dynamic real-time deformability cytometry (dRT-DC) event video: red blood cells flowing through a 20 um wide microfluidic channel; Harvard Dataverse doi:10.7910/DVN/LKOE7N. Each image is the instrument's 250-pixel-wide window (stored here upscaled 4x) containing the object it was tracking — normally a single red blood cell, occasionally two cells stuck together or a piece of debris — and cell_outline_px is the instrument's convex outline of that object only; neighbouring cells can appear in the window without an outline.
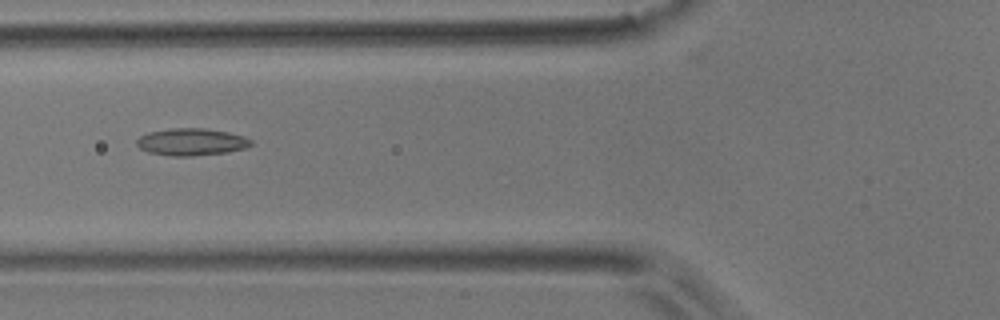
{"species": "common noctule bat (a hibernating species)", "species_latin": "Nyctalus noctula", "temperature_condition": "room temperature", "stored_images_in_passage": 20, "camera_frame_rate_fps": 3000, "um_per_image_px": 0.085, "animal": {"sex": "male", "body_mass_g": 17.9}, "frame": {"image": 1, "passage_image": 8, "time_ms": 2.333, "image_size_px": [1000, 320], "cell_outline_px": [[252, 144], [244, 148], [224, 152], [192, 156], [172, 156], [148, 152], [140, 148], [136, 144], [136, 140], [140, 136], [148, 132], [172, 128], [204, 128], [228, 132], [244, 136], [252, 140]], "centroid_in_image_um": [16.24, 12.05], "position_along_channel_um": 109.6, "area_um2": 17.98}}
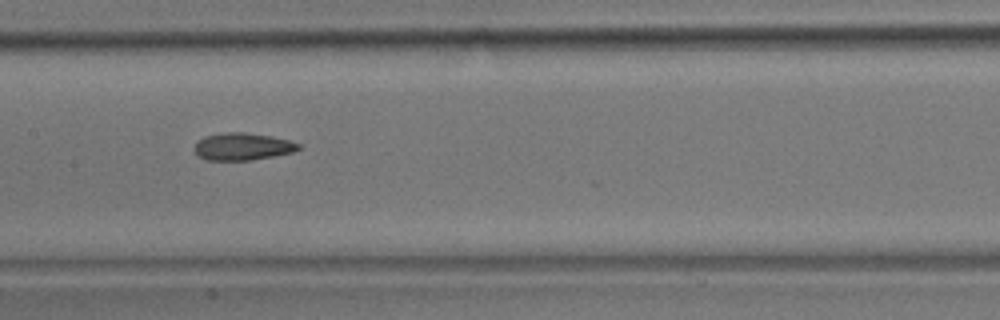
{"frame": {"image": 2, "passage_image": 14, "time_ms": 4.333, "image_size_px": [1000, 320], "cell_outline_px": [[300, 148], [292, 152], [252, 160], [208, 160], [196, 156], [192, 148], [204, 136], [224, 132], [244, 132], [272, 136], [288, 140], [300, 144]], "centroid_in_image_um": [20.57, 12.45], "position_along_channel_um": 186.8, "area_um2": 16.59}}
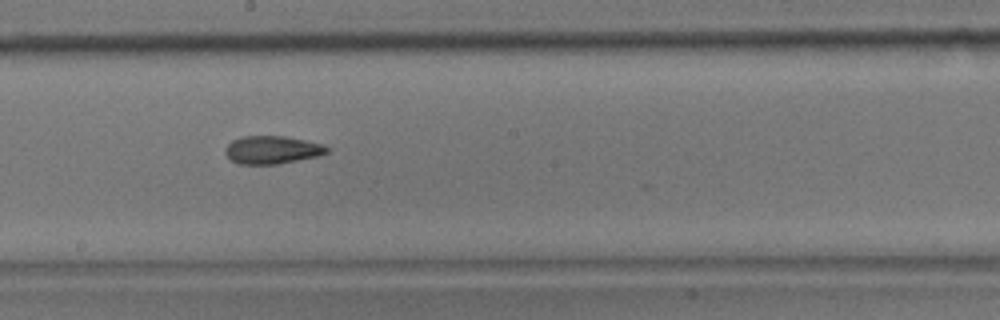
{"frame": {"image": 3, "passage_image": 17, "time_ms": 5.333, "image_size_px": [1000, 320], "cell_outline_px": [[328, 152], [320, 156], [276, 164], [240, 164], [232, 160], [224, 152], [224, 148], [232, 140], [240, 136], [284, 136], [324, 144], [328, 148]], "centroid_in_image_um": [23.13, 12.73], "position_along_channel_um": 225.1, "area_um2": 16.59}}